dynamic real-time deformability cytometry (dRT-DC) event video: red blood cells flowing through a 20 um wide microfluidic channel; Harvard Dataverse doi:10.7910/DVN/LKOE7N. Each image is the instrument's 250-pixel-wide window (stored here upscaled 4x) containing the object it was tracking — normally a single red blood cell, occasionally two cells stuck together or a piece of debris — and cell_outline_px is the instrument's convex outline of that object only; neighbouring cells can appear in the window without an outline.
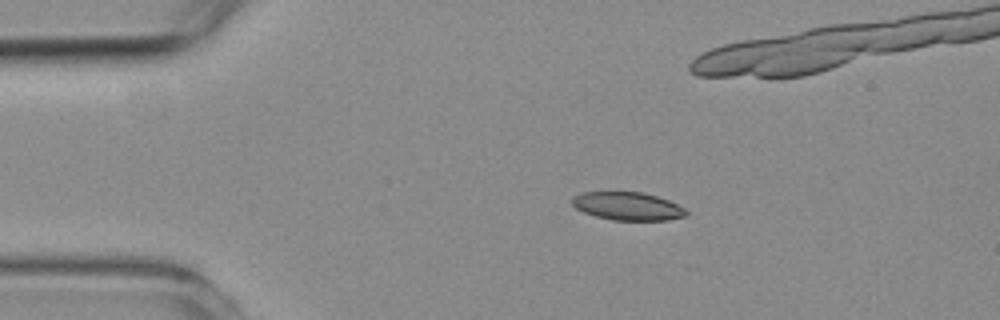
{"species": "common noctule bat (a hibernating species)", "species_latin": "Nyctalus noctula", "temperature_condition": "room temperature", "stored_images_in_passage": 46, "camera_frame_rate_fps": 3000, "um_per_image_px": 0.085, "animal": {"sex": "female", "body_mass_g": 19.3, "forearm_length_mm": 54.1}, "frame": {"image": 1, "passage_image": 1, "time_ms": 0.0, "image_size_px": [1000, 320], "cell_outline_px": [[688, 216], [668, 220], [612, 220], [596, 216], [584, 212], [576, 208], [572, 204], [572, 196], [584, 192], [640, 192], [656, 196], [668, 200], [684, 208], [688, 212]], "centroid_in_image_um": [53.36, 17.53], "position_along_channel_um": 31.6, "area_um2": 18.61}}
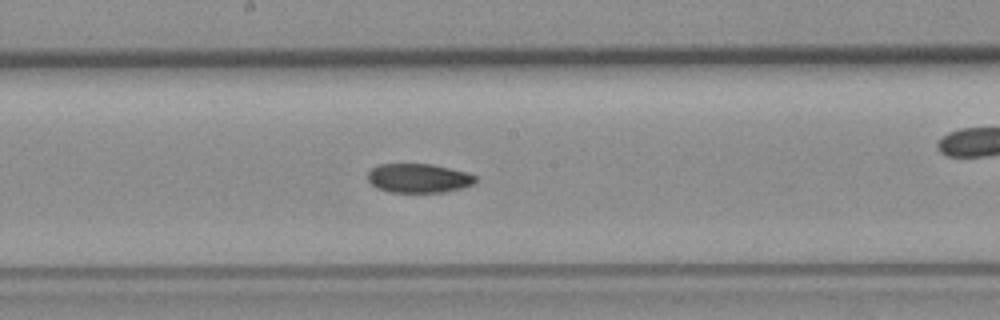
{"frame": {"image": 2, "passage_image": 19, "time_ms": 6.0, "image_size_px": [1000, 320], "cell_outline_px": [[476, 184], [464, 188], [444, 192], [388, 192], [376, 188], [368, 180], [368, 172], [372, 168], [380, 164], [432, 164], [468, 172], [476, 176]], "centroid_in_image_um": [35.62, 15.15], "position_along_channel_um": 212.6, "area_um2": 18.5}}
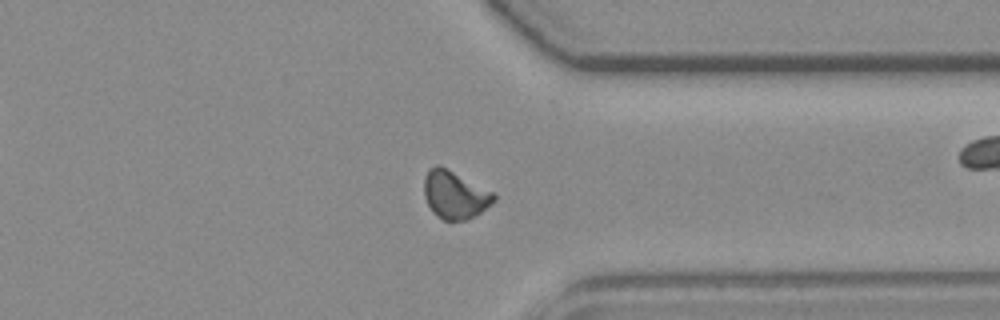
{"frame": {"image": 3, "passage_image": 32, "time_ms": 10.333, "image_size_px": [1000, 320], "cell_outline_px": [[496, 200], [492, 204], [480, 212], [464, 220], [444, 220], [436, 216], [432, 212], [424, 196], [424, 176], [428, 168], [436, 164], [440, 164], [496, 192]], "centroid_in_image_um": [38.66, 16.51], "position_along_channel_um": 372.7, "area_um2": 19.88}, "authors_computed_cell_mechanics": {"area_um2": 19.1318, "velocity_mm_per_s": 3.7755, "shape_relaxation_time_tau1_ms": null, "shape_relaxation_time_tau2_ms": 3.961, "deformation_change_tau1": null, "deformation_change_tau2": 0.0883}}